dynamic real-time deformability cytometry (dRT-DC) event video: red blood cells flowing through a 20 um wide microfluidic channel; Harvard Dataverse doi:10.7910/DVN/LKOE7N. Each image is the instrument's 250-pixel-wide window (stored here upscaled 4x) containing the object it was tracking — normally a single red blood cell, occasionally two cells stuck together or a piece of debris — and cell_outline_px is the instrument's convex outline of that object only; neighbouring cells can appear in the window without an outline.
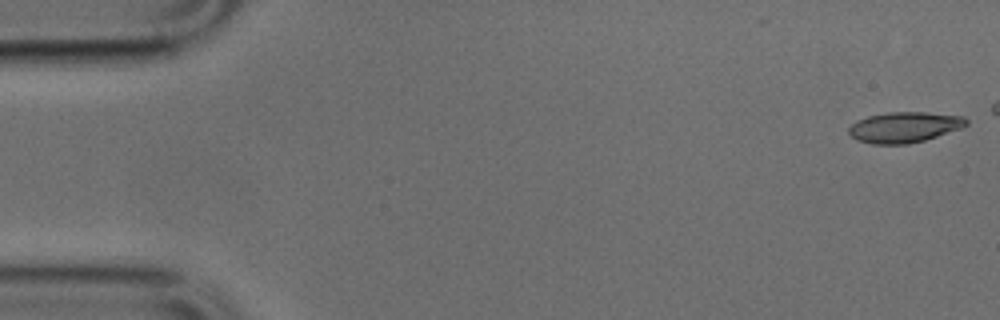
{"species": "common noctule bat (a hibernating species)", "species_latin": "Nyctalus noctula", "temperature_condition": "cold", "stored_images_in_passage": 11, "camera_frame_rate_fps": 3000, "um_per_image_px": 0.085, "animal": {"sex": "male", "body_mass_g": 17.9, "forearm_length_mm": 54.2}, "frame": {"image": 1, "passage_image": 1, "time_ms": 0.0, "image_size_px": [1000, 320], "cell_outline_px": [[968, 124], [960, 128], [924, 140], [908, 144], [872, 144], [856, 140], [848, 132], [848, 128], [856, 120], [868, 116], [888, 112], [924, 112], [964, 116], [968, 120]], "centroid_in_image_um": [76.84, 10.81], "position_along_channel_um": 8.2, "area_um2": 20.92}}